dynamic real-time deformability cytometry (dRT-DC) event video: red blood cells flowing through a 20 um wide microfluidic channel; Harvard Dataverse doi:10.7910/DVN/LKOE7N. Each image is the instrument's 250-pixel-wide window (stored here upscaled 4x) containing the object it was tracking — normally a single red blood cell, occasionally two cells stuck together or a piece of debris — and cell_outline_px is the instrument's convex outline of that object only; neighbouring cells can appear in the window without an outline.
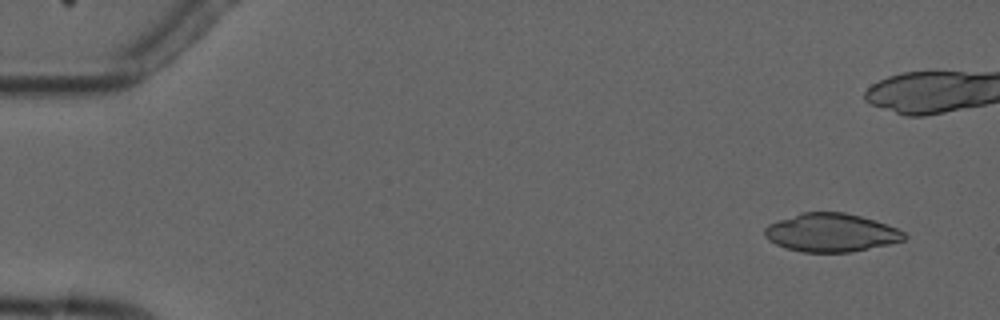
{"species": "common noctule bat (a hibernating species)", "species_latin": "Nyctalus noctula", "temperature_condition": "cold", "stored_images_in_passage": 8, "camera_frame_rate_fps": 3000, "um_per_image_px": 0.085, "animal": {"sex": "male", "forearm_length_mm": 52.5}, "frame": {"image": 1, "passage_image": 2, "time_ms": 1.0, "image_size_px": [1000, 320], "cell_outline_px": [[908, 236], [904, 240], [888, 244], [852, 252], [804, 252], [788, 248], [776, 244], [768, 240], [764, 236], [764, 228], [768, 224], [800, 212], [844, 212], [860, 216], [896, 228], [904, 232]], "centroid_in_image_um": [70.61, 19.77], "position_along_channel_um": 14.4, "area_um2": 30.98}}